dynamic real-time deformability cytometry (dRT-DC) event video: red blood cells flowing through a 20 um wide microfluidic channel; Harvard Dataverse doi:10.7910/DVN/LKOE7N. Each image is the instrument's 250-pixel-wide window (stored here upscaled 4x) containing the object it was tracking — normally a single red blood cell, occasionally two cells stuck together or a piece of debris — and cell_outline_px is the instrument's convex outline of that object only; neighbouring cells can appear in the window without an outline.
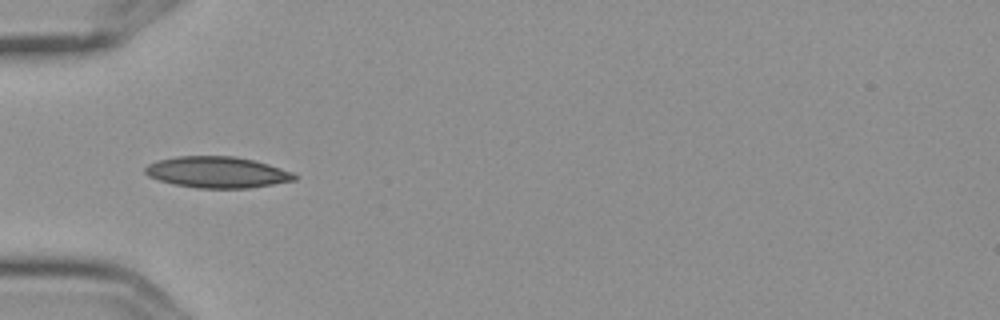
{"species": "Egyptian fruit bat (a non-hibernating species)", "species_latin": "Rousettus aegyptiacus", "temperature_condition": "cold", "stored_images_in_passage": 12, "camera_frame_rate_fps": 3000, "um_per_image_px": 0.085, "frame": {"image": 1, "passage_image": 2, "time_ms": 0.333, "image_size_px": [1000, 320], "cell_outline_px": [[296, 180], [248, 188], [196, 188], [176, 184], [160, 180], [148, 176], [144, 172], [144, 168], [148, 164], [160, 160], [176, 156], [232, 156], [252, 160], [268, 164], [292, 172], [296, 176]], "centroid_in_image_um": [18.44, 14.64], "position_along_channel_um": 66.6, "area_um2": 26.88}}
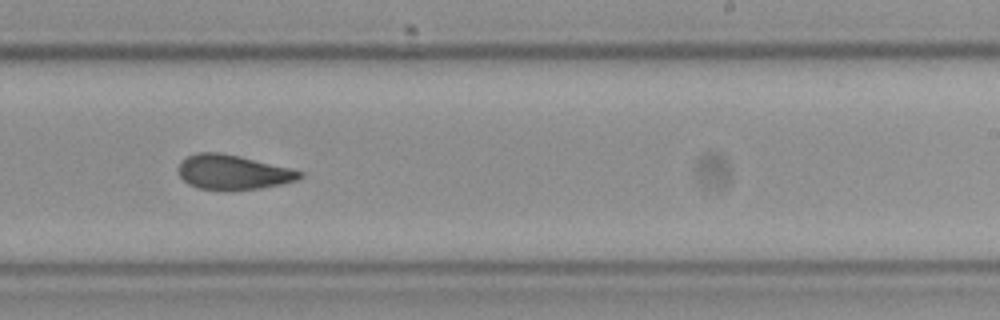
{"frame": {"image": 2, "passage_image": 7, "time_ms": 2.0, "image_size_px": [1000, 320], "cell_outline_px": [[304, 176], [296, 180], [280, 184], [260, 188], [200, 188], [188, 184], [180, 176], [176, 168], [188, 156], [196, 152], [220, 152], [288, 168], [304, 172]], "centroid_in_image_um": [19.77, 14.61], "position_along_channel_um": 269.2, "area_um2": 23.64}}
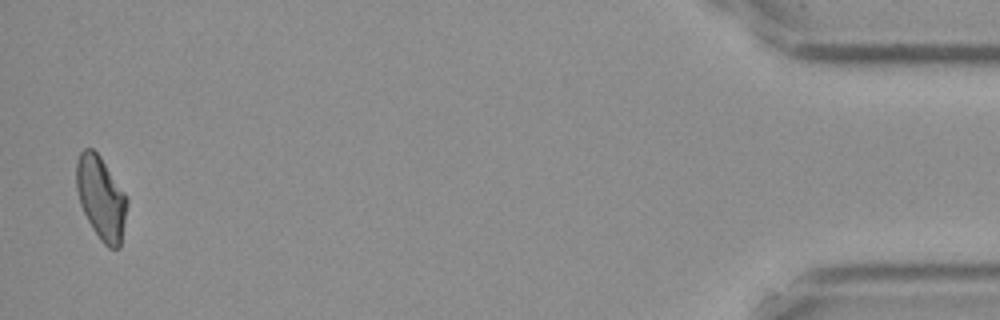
{"frame": {"image": 3, "passage_image": 12, "time_ms": 3.667, "image_size_px": [1000, 320], "cell_outline_px": [[128, 204], [120, 248], [108, 248], [100, 240], [92, 228], [80, 204], [76, 188], [76, 164], [80, 152], [84, 148], [92, 148], [100, 156], [124, 192], [128, 200]], "centroid_in_image_um": [8.59, 16.84], "position_along_channel_um": 426.6, "area_um2": 24.51}}